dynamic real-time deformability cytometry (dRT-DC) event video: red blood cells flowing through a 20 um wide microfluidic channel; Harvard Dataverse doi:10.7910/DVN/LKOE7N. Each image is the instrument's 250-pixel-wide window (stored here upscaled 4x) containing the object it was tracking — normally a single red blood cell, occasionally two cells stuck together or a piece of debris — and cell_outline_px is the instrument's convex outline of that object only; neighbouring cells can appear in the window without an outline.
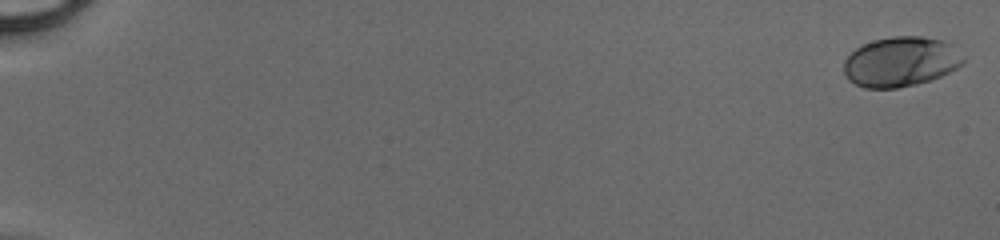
{"species": "human", "species_latin": "Homo sapiens", "temperature_condition": "cold", "stored_images_in_passage": 50, "camera_frame_rate_fps": 3000, "um_per_image_px": 0.085, "donor": {"sex": "male"}, "frame": {"image": 1, "passage_image": 1, "time_ms": 0.0, "image_size_px": [1000, 240], "cell_outline_px": [[964, 64], [940, 76], [916, 84], [896, 88], [864, 88], [848, 80], [844, 72], [844, 60], [860, 44], [872, 40], [892, 36], [920, 36], [944, 40], [964, 56]], "centroid_in_image_um": [76.54, 5.24], "position_along_channel_um": 8.5, "area_um2": 34.74}}
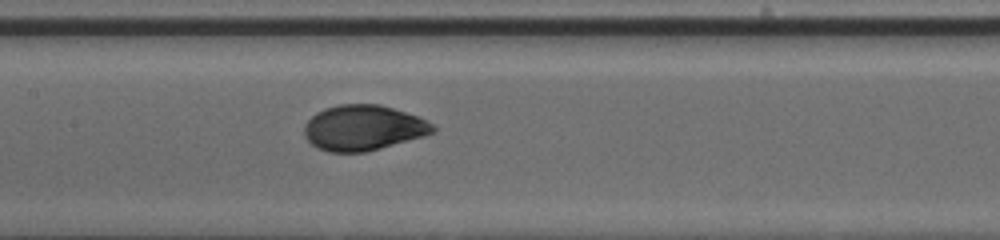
{"frame": {"image": 2, "passage_image": 27, "time_ms": 8.667, "image_size_px": [1000, 240], "cell_outline_px": [[436, 132], [424, 136], [380, 148], [364, 152], [328, 152], [316, 148], [304, 136], [304, 124], [316, 112], [324, 108], [340, 104], [380, 104], [416, 116], [432, 124], [436, 128]], "centroid_in_image_um": [30.84, 10.87], "position_along_channel_um": 176.6, "area_um2": 33.93}}
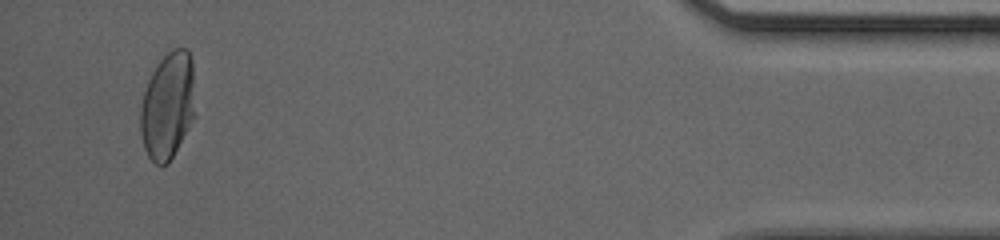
{"frame": {"image": 3, "passage_image": 48, "time_ms": 15.667, "image_size_px": [1000, 240], "cell_outline_px": [[196, 116], [168, 164], [156, 164], [148, 156], [144, 148], [140, 132], [140, 108], [144, 92], [148, 80], [152, 72], [160, 60], [172, 48], [188, 48], [192, 60]], "centroid_in_image_um": [14.27, 8.98], "position_along_channel_um": 420.9, "area_um2": 34.51}}